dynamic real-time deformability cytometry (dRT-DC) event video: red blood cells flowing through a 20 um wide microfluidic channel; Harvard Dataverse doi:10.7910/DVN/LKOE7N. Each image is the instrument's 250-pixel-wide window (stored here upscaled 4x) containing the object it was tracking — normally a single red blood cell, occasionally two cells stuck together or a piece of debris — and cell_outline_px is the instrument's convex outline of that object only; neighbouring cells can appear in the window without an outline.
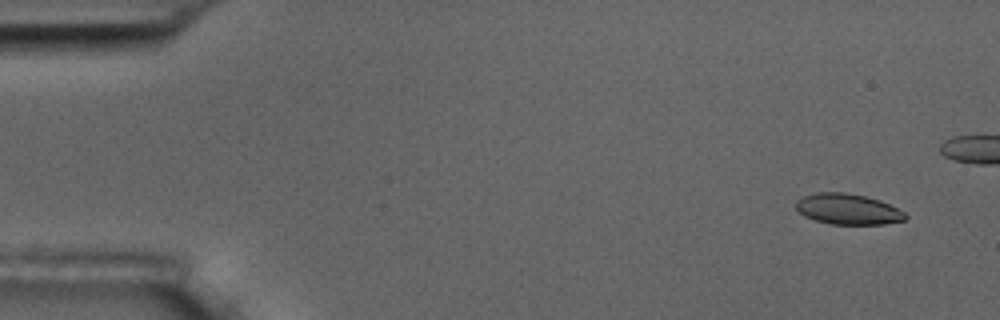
{"species": "common noctule bat (a hibernating species)", "species_latin": "Nyctalus noctula", "temperature_condition": "room temperature", "stored_images_in_passage": 5, "camera_frame_rate_fps": 3000, "um_per_image_px": 0.085, "animal": {"sex": "male", "body_mass_g": 17.5, "forearm_length_mm": 52.3}, "frame": {"image": 1, "passage_image": 1, "time_ms": 0.0, "image_size_px": [1000, 320], "cell_outline_px": [[908, 216], [904, 220], [884, 224], [832, 224], [816, 220], [804, 216], [796, 208], [796, 200], [804, 196], [816, 192], [844, 192], [864, 196], [880, 200], [904, 212]], "centroid_in_image_um": [72.06, 17.77], "position_along_channel_um": 12.9, "area_um2": 19.42}}